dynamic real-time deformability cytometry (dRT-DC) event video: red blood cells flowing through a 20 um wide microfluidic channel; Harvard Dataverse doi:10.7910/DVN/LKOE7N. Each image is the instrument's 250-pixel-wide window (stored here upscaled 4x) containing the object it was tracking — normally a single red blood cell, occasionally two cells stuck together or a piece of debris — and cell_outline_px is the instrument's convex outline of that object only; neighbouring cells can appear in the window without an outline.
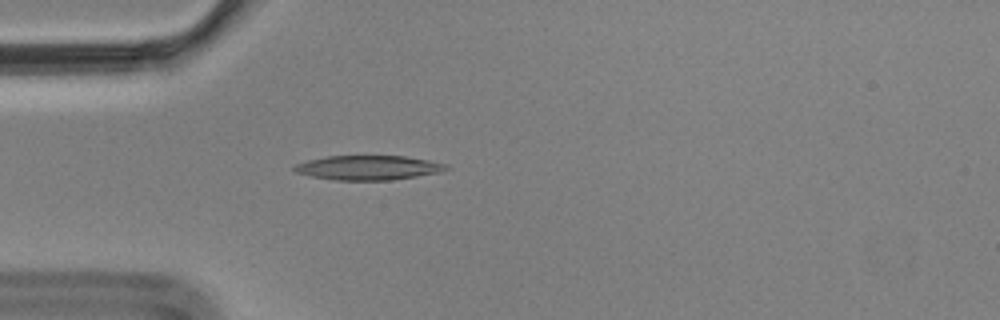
{"species": "Egyptian fruit bat (a non-hibernating species)", "species_latin": "Rousettus aegyptiacus", "temperature_condition": "cold", "stored_images_in_passage": 1, "camera_frame_rate_fps": 3000, "um_per_image_px": 0.085, "animal": {"sex": "male"}, "frame": {"image": 1, "passage_image": 1, "time_ms": 0.0, "image_size_px": [1000, 320], "cell_outline_px": [[452, 168], [440, 172], [392, 180], [336, 180], [312, 176], [292, 172], [292, 168], [296, 164], [308, 160], [328, 156], [404, 156], [428, 160], [448, 164]], "centroid_in_image_um": [31.31, 14.25], "position_along_channel_um": 53.7, "area_um2": 21.68}}